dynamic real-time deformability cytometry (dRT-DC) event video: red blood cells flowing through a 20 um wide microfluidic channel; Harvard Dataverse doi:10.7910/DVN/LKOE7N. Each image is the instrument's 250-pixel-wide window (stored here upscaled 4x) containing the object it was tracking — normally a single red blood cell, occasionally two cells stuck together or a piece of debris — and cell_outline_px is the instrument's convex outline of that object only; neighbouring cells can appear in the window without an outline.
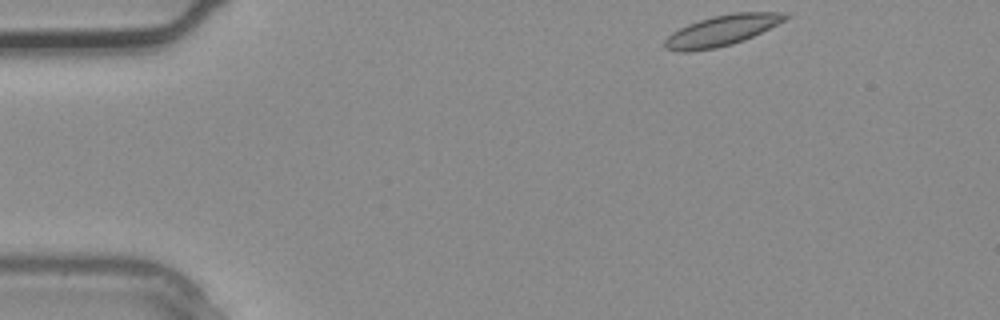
{"species": "common noctule bat (a hibernating species)", "species_latin": "Nyctalus noctula", "temperature_condition": "warm", "stored_images_in_passage": 2, "camera_frame_rate_fps": 3000, "um_per_image_px": 0.085, "animal": {"sex": "male", "body_mass_g": 20.4}, "frame": {"image": 1, "passage_image": 1, "time_ms": 0.0, "image_size_px": [1000, 320], "cell_outline_px": [[792, 16], [744, 40], [732, 44], [716, 48], [688, 52], [680, 52], [664, 48], [664, 40], [672, 32], [688, 24], [712, 16], [736, 12], [784, 12]], "centroid_in_image_um": [61.32, 2.59], "position_along_channel_um": 23.7, "area_um2": 21.39}}